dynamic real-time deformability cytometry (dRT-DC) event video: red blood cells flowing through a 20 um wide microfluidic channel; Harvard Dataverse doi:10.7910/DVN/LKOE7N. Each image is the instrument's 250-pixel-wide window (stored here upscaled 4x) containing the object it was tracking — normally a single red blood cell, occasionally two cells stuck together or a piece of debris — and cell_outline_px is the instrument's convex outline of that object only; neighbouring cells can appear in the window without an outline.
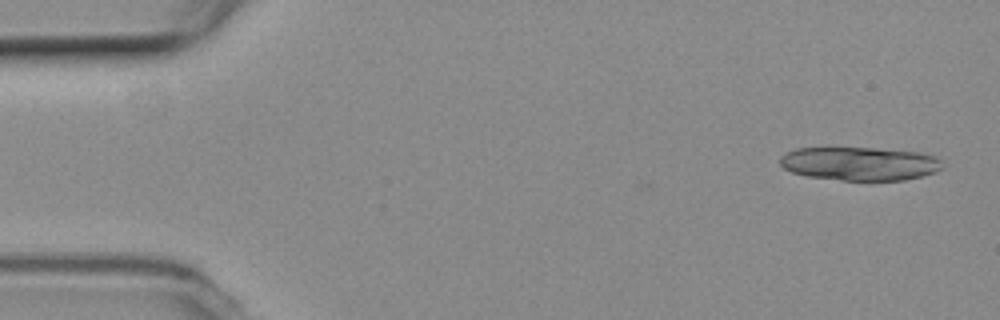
{"species": "common noctule bat (a hibernating species)", "species_latin": "Nyctalus noctula", "temperature_condition": "room temperature", "stored_images_in_passage": 4, "camera_frame_rate_fps": 3000, "um_per_image_px": 0.085, "animal": {"sex": "female", "body_mass_g": 19.3, "forearm_length_mm": 54.1}, "frame": {"image": 1, "passage_image": 2, "time_ms": 0.333, "image_size_px": [1000, 320], "cell_outline_px": [[944, 168], [936, 172], [904, 180], [840, 180], [804, 176], [792, 172], [784, 168], [780, 164], [780, 156], [796, 148], [872, 148], [916, 152], [936, 156], [940, 160]], "centroid_in_image_um": [73.07, 13.91], "position_along_channel_um": 11.9, "area_um2": 31.67}}